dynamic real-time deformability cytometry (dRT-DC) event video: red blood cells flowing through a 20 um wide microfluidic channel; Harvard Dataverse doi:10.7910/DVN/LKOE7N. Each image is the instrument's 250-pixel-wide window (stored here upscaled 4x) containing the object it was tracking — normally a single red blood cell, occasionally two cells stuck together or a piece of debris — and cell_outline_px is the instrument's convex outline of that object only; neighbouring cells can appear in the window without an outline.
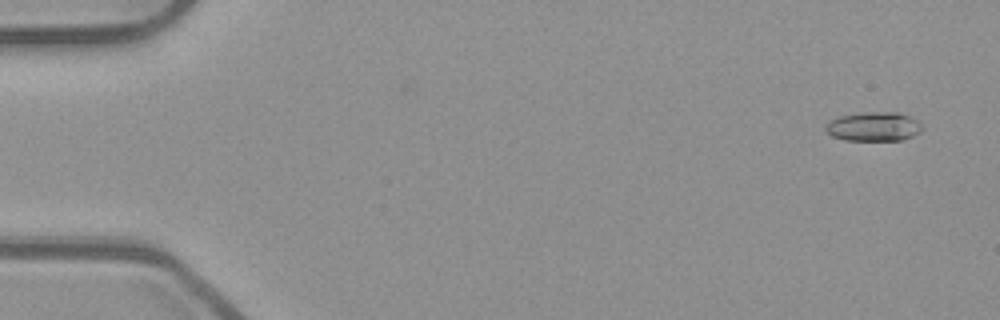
{"species": "common noctule bat (a hibernating species)", "species_latin": "Nyctalus noctula", "temperature_condition": "room temperature", "stored_images_in_passage": 15, "camera_frame_rate_fps": 3000, "um_per_image_px": 0.085, "animal": {"sex": "male", "body_mass_g": 23.1, "forearm_length_mm": 52.7}, "frame": {"image": 1, "passage_image": 3, "time_ms": 0.667, "image_size_px": [1000, 320], "cell_outline_px": [[924, 128], [920, 132], [912, 136], [900, 140], [844, 140], [832, 136], [824, 128], [824, 124], [828, 120], [840, 116], [860, 112], [900, 112], [916, 120]], "centroid_in_image_um": [74.23, 10.75], "position_along_channel_um": 10.8, "area_um2": 16.53}}